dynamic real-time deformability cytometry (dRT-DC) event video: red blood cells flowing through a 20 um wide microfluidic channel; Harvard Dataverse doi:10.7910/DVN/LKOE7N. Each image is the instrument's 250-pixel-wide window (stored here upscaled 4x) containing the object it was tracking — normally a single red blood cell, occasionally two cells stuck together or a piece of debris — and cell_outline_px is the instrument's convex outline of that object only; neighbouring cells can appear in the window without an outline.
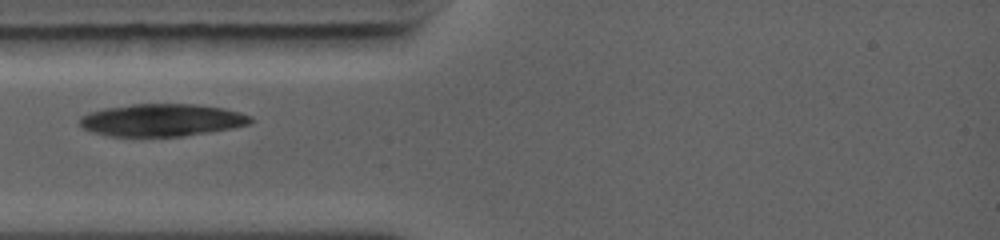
{"species": "common noctule bat (a hibernating species)", "species_latin": "Nyctalus noctula", "temperature_condition": "warm", "stored_images_in_passage": 26, "camera_frame_rate_fps": 5000, "um_per_image_px": 0.085, "animal": {"sex": "female", "body_mass_g": 19.0, "forearm_length_mm": 56.7}, "frame": {"image": 1, "passage_image": 1, "time_ms": 0.0, "image_size_px": [1000, 240], "cell_outline_px": [[252, 120], [248, 124], [232, 128], [184, 136], [108, 136], [92, 132], [84, 128], [80, 124], [80, 116], [88, 112], [104, 108], [132, 104], [192, 104], [224, 108], [240, 112], [252, 116]], "centroid_in_image_um": [13.74, 10.2], "position_along_channel_um": 71.3, "area_um2": 32.25}}
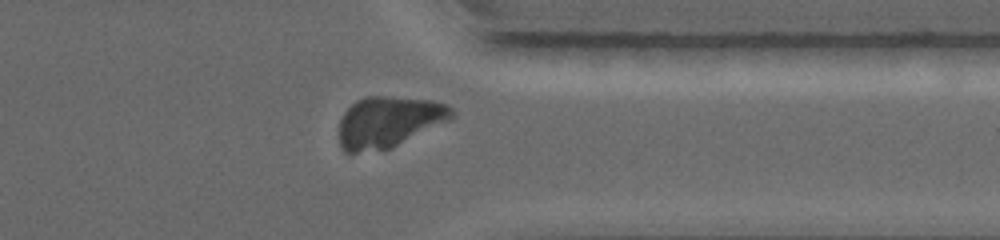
{"frame": {"image": 2, "passage_image": 19, "time_ms": 3.6, "image_size_px": [1000, 240], "cell_outline_px": [[456, 116], [452, 120], [392, 148], [356, 152], [344, 152], [340, 148], [340, 120], [344, 112], [356, 100], [368, 96], [388, 96], [432, 100], [448, 104], [452, 108]], "centroid_in_image_um": [33.1, 10.35], "position_along_channel_um": 378.3, "area_um2": 33.87}}
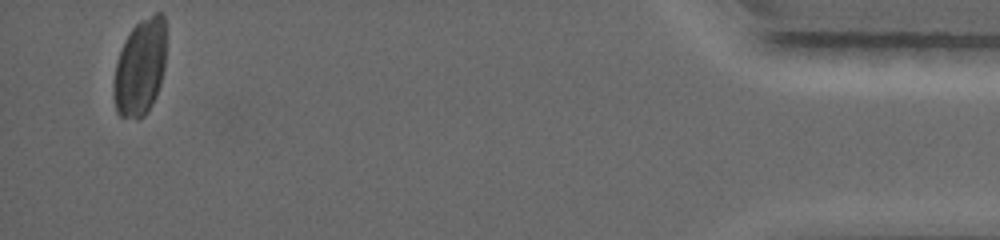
{"frame": {"image": 3, "passage_image": 26, "time_ms": 5.0, "image_size_px": [1000, 240], "cell_outline_px": [[164, 68], [160, 84], [156, 96], [152, 104], [144, 116], [140, 120], [136, 120], [120, 116], [116, 112], [112, 92], [112, 84], [116, 60], [124, 40], [132, 28], [140, 20], [156, 12], [160, 12], [164, 16]], "centroid_in_image_um": [11.86, 5.77], "position_along_channel_um": 423.3, "area_um2": 29.88}}